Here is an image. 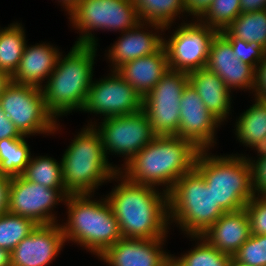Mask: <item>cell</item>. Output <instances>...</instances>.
<instances>
[{"mask_svg":"<svg viewBox=\"0 0 266 266\" xmlns=\"http://www.w3.org/2000/svg\"><path fill=\"white\" fill-rule=\"evenodd\" d=\"M111 181L118 184L104 195L117 219L123 238L167 239L170 235L168 193L129 181L119 171Z\"/></svg>","mask_w":266,"mask_h":266,"instance_id":"6da1fadb","label":"cell"},{"mask_svg":"<svg viewBox=\"0 0 266 266\" xmlns=\"http://www.w3.org/2000/svg\"><path fill=\"white\" fill-rule=\"evenodd\" d=\"M200 149L175 135H157L119 172L129 181L168 193L176 181L195 168Z\"/></svg>","mask_w":266,"mask_h":266,"instance_id":"7a4b0ae2","label":"cell"},{"mask_svg":"<svg viewBox=\"0 0 266 266\" xmlns=\"http://www.w3.org/2000/svg\"><path fill=\"white\" fill-rule=\"evenodd\" d=\"M63 53L41 87L46 109L56 121L82 111L95 75V60L100 56L98 47L85 44H73L68 54Z\"/></svg>","mask_w":266,"mask_h":266,"instance_id":"3957f363","label":"cell"},{"mask_svg":"<svg viewBox=\"0 0 266 266\" xmlns=\"http://www.w3.org/2000/svg\"><path fill=\"white\" fill-rule=\"evenodd\" d=\"M94 195L69 194L64 203L67 219L64 218L59 224L65 243L77 244L99 258L123 237L119 223L104 195L99 198Z\"/></svg>","mask_w":266,"mask_h":266,"instance_id":"277c9868","label":"cell"},{"mask_svg":"<svg viewBox=\"0 0 266 266\" xmlns=\"http://www.w3.org/2000/svg\"><path fill=\"white\" fill-rule=\"evenodd\" d=\"M73 135L61 159L63 184L69 194H98L103 184L112 183L118 165L106 157L103 139L94 125H83Z\"/></svg>","mask_w":266,"mask_h":266,"instance_id":"5b68a950","label":"cell"},{"mask_svg":"<svg viewBox=\"0 0 266 266\" xmlns=\"http://www.w3.org/2000/svg\"><path fill=\"white\" fill-rule=\"evenodd\" d=\"M195 169L212 190L215 202L225 212L244 209L255 195L250 162L246 154L236 152L214 155L211 149L200 150Z\"/></svg>","mask_w":266,"mask_h":266,"instance_id":"8992f818","label":"cell"},{"mask_svg":"<svg viewBox=\"0 0 266 266\" xmlns=\"http://www.w3.org/2000/svg\"><path fill=\"white\" fill-rule=\"evenodd\" d=\"M224 213L195 168L179 178L168 192L170 229L176 226L185 236H201Z\"/></svg>","mask_w":266,"mask_h":266,"instance_id":"52a82bcc","label":"cell"},{"mask_svg":"<svg viewBox=\"0 0 266 266\" xmlns=\"http://www.w3.org/2000/svg\"><path fill=\"white\" fill-rule=\"evenodd\" d=\"M68 16L71 28L79 32L74 44L95 47H100L97 31L123 33L140 22L132 0H82Z\"/></svg>","mask_w":266,"mask_h":266,"instance_id":"ba28073f","label":"cell"},{"mask_svg":"<svg viewBox=\"0 0 266 266\" xmlns=\"http://www.w3.org/2000/svg\"><path fill=\"white\" fill-rule=\"evenodd\" d=\"M0 106L23 136H55L62 131L60 121L47 111L40 87L11 82L0 96Z\"/></svg>","mask_w":266,"mask_h":266,"instance_id":"9c48e42d","label":"cell"},{"mask_svg":"<svg viewBox=\"0 0 266 266\" xmlns=\"http://www.w3.org/2000/svg\"><path fill=\"white\" fill-rule=\"evenodd\" d=\"M176 26L166 27L163 33L169 69L189 74L206 68L211 42L218 31L199 19L187 20ZM171 28L175 30L170 32ZM167 30L171 35H167Z\"/></svg>","mask_w":266,"mask_h":266,"instance_id":"30bf717a","label":"cell"},{"mask_svg":"<svg viewBox=\"0 0 266 266\" xmlns=\"http://www.w3.org/2000/svg\"><path fill=\"white\" fill-rule=\"evenodd\" d=\"M94 127L102 136L108 160L111 155L123 158L118 170L157 136L143 110L131 115L105 118L96 122Z\"/></svg>","mask_w":266,"mask_h":266,"instance_id":"8fae6325","label":"cell"},{"mask_svg":"<svg viewBox=\"0 0 266 266\" xmlns=\"http://www.w3.org/2000/svg\"><path fill=\"white\" fill-rule=\"evenodd\" d=\"M142 101V97L117 71L109 70L107 76L93 79L81 113L100 116L87 121V125H94L100 119L140 112Z\"/></svg>","mask_w":266,"mask_h":266,"instance_id":"7c38bea8","label":"cell"},{"mask_svg":"<svg viewBox=\"0 0 266 266\" xmlns=\"http://www.w3.org/2000/svg\"><path fill=\"white\" fill-rule=\"evenodd\" d=\"M189 83L186 72L168 70L143 98L142 110L147 114L156 135H176L180 123V99Z\"/></svg>","mask_w":266,"mask_h":266,"instance_id":"4fadbf2b","label":"cell"},{"mask_svg":"<svg viewBox=\"0 0 266 266\" xmlns=\"http://www.w3.org/2000/svg\"><path fill=\"white\" fill-rule=\"evenodd\" d=\"M68 195L65 189L32 183L22 175L11 177L8 212L30 218L37 225L60 223L54 210L60 203L64 205Z\"/></svg>","mask_w":266,"mask_h":266,"instance_id":"5bb4252c","label":"cell"},{"mask_svg":"<svg viewBox=\"0 0 266 266\" xmlns=\"http://www.w3.org/2000/svg\"><path fill=\"white\" fill-rule=\"evenodd\" d=\"M222 125L188 83L180 99V123L175 136L191 140L200 150H212L218 143L216 132Z\"/></svg>","mask_w":266,"mask_h":266,"instance_id":"9a60e30c","label":"cell"},{"mask_svg":"<svg viewBox=\"0 0 266 266\" xmlns=\"http://www.w3.org/2000/svg\"><path fill=\"white\" fill-rule=\"evenodd\" d=\"M164 29L160 25L140 21L132 29L120 33L104 51L109 69L116 71L127 62L159 51L164 46Z\"/></svg>","mask_w":266,"mask_h":266,"instance_id":"2e32d148","label":"cell"},{"mask_svg":"<svg viewBox=\"0 0 266 266\" xmlns=\"http://www.w3.org/2000/svg\"><path fill=\"white\" fill-rule=\"evenodd\" d=\"M65 244L59 223L37 225L10 253L11 266H50Z\"/></svg>","mask_w":266,"mask_h":266,"instance_id":"e0dca14e","label":"cell"},{"mask_svg":"<svg viewBox=\"0 0 266 266\" xmlns=\"http://www.w3.org/2000/svg\"><path fill=\"white\" fill-rule=\"evenodd\" d=\"M165 243L167 239L121 238L98 260L106 266H171Z\"/></svg>","mask_w":266,"mask_h":266,"instance_id":"ac0fdd59","label":"cell"},{"mask_svg":"<svg viewBox=\"0 0 266 266\" xmlns=\"http://www.w3.org/2000/svg\"><path fill=\"white\" fill-rule=\"evenodd\" d=\"M206 68L217 74L232 93L240 90L254 95L256 70L235 58L231 43L220 32L211 42Z\"/></svg>","mask_w":266,"mask_h":266,"instance_id":"d6986e66","label":"cell"},{"mask_svg":"<svg viewBox=\"0 0 266 266\" xmlns=\"http://www.w3.org/2000/svg\"><path fill=\"white\" fill-rule=\"evenodd\" d=\"M30 45L27 42L21 61L11 76V80L16 84L41 88L55 69L62 51L60 47L49 42L41 41V43Z\"/></svg>","mask_w":266,"mask_h":266,"instance_id":"ffe728a7","label":"cell"},{"mask_svg":"<svg viewBox=\"0 0 266 266\" xmlns=\"http://www.w3.org/2000/svg\"><path fill=\"white\" fill-rule=\"evenodd\" d=\"M251 236L247 211L224 213L202 235L210 245L231 257Z\"/></svg>","mask_w":266,"mask_h":266,"instance_id":"44dd1931","label":"cell"},{"mask_svg":"<svg viewBox=\"0 0 266 266\" xmlns=\"http://www.w3.org/2000/svg\"><path fill=\"white\" fill-rule=\"evenodd\" d=\"M189 83L216 119L223 125L229 122L227 119L234 112V95L217 74L202 68L189 73Z\"/></svg>","mask_w":266,"mask_h":266,"instance_id":"7402d4cb","label":"cell"},{"mask_svg":"<svg viewBox=\"0 0 266 266\" xmlns=\"http://www.w3.org/2000/svg\"><path fill=\"white\" fill-rule=\"evenodd\" d=\"M168 70L167 52L163 46L152 55L121 65L116 71L143 99Z\"/></svg>","mask_w":266,"mask_h":266,"instance_id":"603a6c76","label":"cell"},{"mask_svg":"<svg viewBox=\"0 0 266 266\" xmlns=\"http://www.w3.org/2000/svg\"><path fill=\"white\" fill-rule=\"evenodd\" d=\"M251 98L252 105L236 117L233 133L241 146L257 151L266 148V101Z\"/></svg>","mask_w":266,"mask_h":266,"instance_id":"cb8c5ba5","label":"cell"},{"mask_svg":"<svg viewBox=\"0 0 266 266\" xmlns=\"http://www.w3.org/2000/svg\"><path fill=\"white\" fill-rule=\"evenodd\" d=\"M132 2L142 22L166 28L176 25L178 23L175 22L176 19L178 21L182 18V22L188 20L184 0H132Z\"/></svg>","mask_w":266,"mask_h":266,"instance_id":"d4e9b609","label":"cell"},{"mask_svg":"<svg viewBox=\"0 0 266 266\" xmlns=\"http://www.w3.org/2000/svg\"><path fill=\"white\" fill-rule=\"evenodd\" d=\"M22 22L13 21L6 27L0 25V70L12 76L18 68L28 39Z\"/></svg>","mask_w":266,"mask_h":266,"instance_id":"484cf974","label":"cell"},{"mask_svg":"<svg viewBox=\"0 0 266 266\" xmlns=\"http://www.w3.org/2000/svg\"><path fill=\"white\" fill-rule=\"evenodd\" d=\"M220 33L225 38H239L260 45L266 50V10L241 13Z\"/></svg>","mask_w":266,"mask_h":266,"instance_id":"4316f807","label":"cell"},{"mask_svg":"<svg viewBox=\"0 0 266 266\" xmlns=\"http://www.w3.org/2000/svg\"><path fill=\"white\" fill-rule=\"evenodd\" d=\"M185 237L195 241L193 247L180 256L171 254V266H228L230 255L220 252L201 236Z\"/></svg>","mask_w":266,"mask_h":266,"instance_id":"83f0119b","label":"cell"},{"mask_svg":"<svg viewBox=\"0 0 266 266\" xmlns=\"http://www.w3.org/2000/svg\"><path fill=\"white\" fill-rule=\"evenodd\" d=\"M28 138L22 136L0 140V176L11 178L25 171L32 155Z\"/></svg>","mask_w":266,"mask_h":266,"instance_id":"f1b7e54d","label":"cell"},{"mask_svg":"<svg viewBox=\"0 0 266 266\" xmlns=\"http://www.w3.org/2000/svg\"><path fill=\"white\" fill-rule=\"evenodd\" d=\"M22 176L32 183H38L52 189H65L63 184L62 162L53 156L39 155L30 157Z\"/></svg>","mask_w":266,"mask_h":266,"instance_id":"f546056e","label":"cell"},{"mask_svg":"<svg viewBox=\"0 0 266 266\" xmlns=\"http://www.w3.org/2000/svg\"><path fill=\"white\" fill-rule=\"evenodd\" d=\"M37 224L30 218L6 212L0 216V248L8 252L25 237L29 236Z\"/></svg>","mask_w":266,"mask_h":266,"instance_id":"4dcf8cb0","label":"cell"},{"mask_svg":"<svg viewBox=\"0 0 266 266\" xmlns=\"http://www.w3.org/2000/svg\"><path fill=\"white\" fill-rule=\"evenodd\" d=\"M241 13L240 0H213L209 9L199 20L220 32Z\"/></svg>","mask_w":266,"mask_h":266,"instance_id":"1f68e13d","label":"cell"},{"mask_svg":"<svg viewBox=\"0 0 266 266\" xmlns=\"http://www.w3.org/2000/svg\"><path fill=\"white\" fill-rule=\"evenodd\" d=\"M248 266H266V235H252L232 256Z\"/></svg>","mask_w":266,"mask_h":266,"instance_id":"d6a6232c","label":"cell"},{"mask_svg":"<svg viewBox=\"0 0 266 266\" xmlns=\"http://www.w3.org/2000/svg\"><path fill=\"white\" fill-rule=\"evenodd\" d=\"M252 235H266V195H254L245 205Z\"/></svg>","mask_w":266,"mask_h":266,"instance_id":"836d02e7","label":"cell"},{"mask_svg":"<svg viewBox=\"0 0 266 266\" xmlns=\"http://www.w3.org/2000/svg\"><path fill=\"white\" fill-rule=\"evenodd\" d=\"M232 46L235 58L251 65L255 70L263 60L266 50L255 43H248L239 38H226Z\"/></svg>","mask_w":266,"mask_h":266,"instance_id":"e575fe53","label":"cell"},{"mask_svg":"<svg viewBox=\"0 0 266 266\" xmlns=\"http://www.w3.org/2000/svg\"><path fill=\"white\" fill-rule=\"evenodd\" d=\"M255 154L257 158L246 155L252 172V186L255 195H266V148L255 151Z\"/></svg>","mask_w":266,"mask_h":266,"instance_id":"d590c367","label":"cell"},{"mask_svg":"<svg viewBox=\"0 0 266 266\" xmlns=\"http://www.w3.org/2000/svg\"><path fill=\"white\" fill-rule=\"evenodd\" d=\"M253 96L266 101V53L256 68L255 92Z\"/></svg>","mask_w":266,"mask_h":266,"instance_id":"8d00e7d4","label":"cell"},{"mask_svg":"<svg viewBox=\"0 0 266 266\" xmlns=\"http://www.w3.org/2000/svg\"><path fill=\"white\" fill-rule=\"evenodd\" d=\"M213 0H184L187 18L200 19L209 9Z\"/></svg>","mask_w":266,"mask_h":266,"instance_id":"74e56055","label":"cell"},{"mask_svg":"<svg viewBox=\"0 0 266 266\" xmlns=\"http://www.w3.org/2000/svg\"><path fill=\"white\" fill-rule=\"evenodd\" d=\"M22 136L15 125L3 113L0 106V140L5 138H21Z\"/></svg>","mask_w":266,"mask_h":266,"instance_id":"f35d334b","label":"cell"},{"mask_svg":"<svg viewBox=\"0 0 266 266\" xmlns=\"http://www.w3.org/2000/svg\"><path fill=\"white\" fill-rule=\"evenodd\" d=\"M11 178L0 176V216L8 212Z\"/></svg>","mask_w":266,"mask_h":266,"instance_id":"ab89813d","label":"cell"},{"mask_svg":"<svg viewBox=\"0 0 266 266\" xmlns=\"http://www.w3.org/2000/svg\"><path fill=\"white\" fill-rule=\"evenodd\" d=\"M240 4L242 13L266 10V0H240Z\"/></svg>","mask_w":266,"mask_h":266,"instance_id":"60d3db41","label":"cell"},{"mask_svg":"<svg viewBox=\"0 0 266 266\" xmlns=\"http://www.w3.org/2000/svg\"><path fill=\"white\" fill-rule=\"evenodd\" d=\"M58 5L62 6L63 10L69 14L82 0H56Z\"/></svg>","mask_w":266,"mask_h":266,"instance_id":"b9f144b4","label":"cell"},{"mask_svg":"<svg viewBox=\"0 0 266 266\" xmlns=\"http://www.w3.org/2000/svg\"><path fill=\"white\" fill-rule=\"evenodd\" d=\"M12 82L11 76L5 71L0 70V96L3 94L6 87Z\"/></svg>","mask_w":266,"mask_h":266,"instance_id":"7bdbcfd3","label":"cell"},{"mask_svg":"<svg viewBox=\"0 0 266 266\" xmlns=\"http://www.w3.org/2000/svg\"><path fill=\"white\" fill-rule=\"evenodd\" d=\"M0 266H11L10 252L0 248Z\"/></svg>","mask_w":266,"mask_h":266,"instance_id":"ee69618b","label":"cell"},{"mask_svg":"<svg viewBox=\"0 0 266 266\" xmlns=\"http://www.w3.org/2000/svg\"><path fill=\"white\" fill-rule=\"evenodd\" d=\"M228 266H248V265L240 263L239 261H236L233 257H231Z\"/></svg>","mask_w":266,"mask_h":266,"instance_id":"f6af8a7d","label":"cell"}]
</instances>
